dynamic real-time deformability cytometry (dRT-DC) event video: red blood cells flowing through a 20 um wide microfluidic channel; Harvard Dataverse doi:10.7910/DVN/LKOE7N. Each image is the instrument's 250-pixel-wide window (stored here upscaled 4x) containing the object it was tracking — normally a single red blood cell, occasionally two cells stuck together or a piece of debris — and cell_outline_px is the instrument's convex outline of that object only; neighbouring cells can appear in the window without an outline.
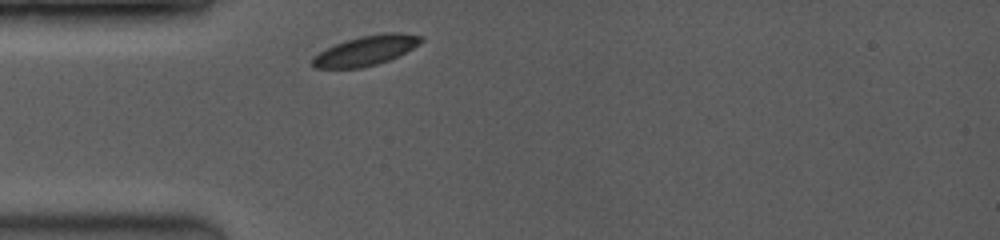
{"species": "common noctule bat (a hibernating species)", "species_latin": "Nyctalus noctula", "temperature_condition": "room temperature", "stored_images_in_passage": 16, "camera_frame_rate_fps": 3500, "um_per_image_px": 0.085, "animal": {"sex": "female", "body_mass_g": 19.0, "forearm_length_mm": 53.3}, "frame": {"image": 1, "passage_image": 1, "time_ms": 0.0, "image_size_px": [1000, 240], "cell_outline_px": [[424, 40], [420, 44], [388, 60], [376, 64], [360, 68], [316, 68], [312, 64], [312, 56], [336, 44], [360, 36], [384, 32], [404, 32], [424, 36]], "centroid_in_image_um": [31.14, 4.28], "position_along_channel_um": 53.9, "area_um2": 18.73}}
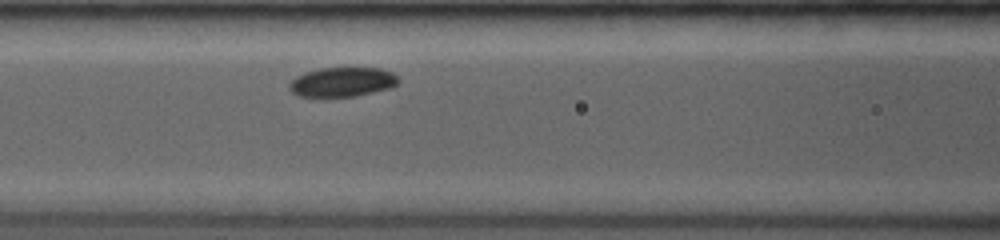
{"frame": {"image": 2, "passage_image": 7, "time_ms": 2.286, "image_size_px": [1000, 240], "cell_outline_px": [[400, 80], [392, 88], [352, 96], [300, 96], [292, 92], [288, 88], [288, 84], [296, 76], [304, 72], [320, 68], [380, 68], [392, 72]], "centroid_in_image_um": [29.09, 6.96], "position_along_channel_um": 137.5, "area_um2": 18.61}}
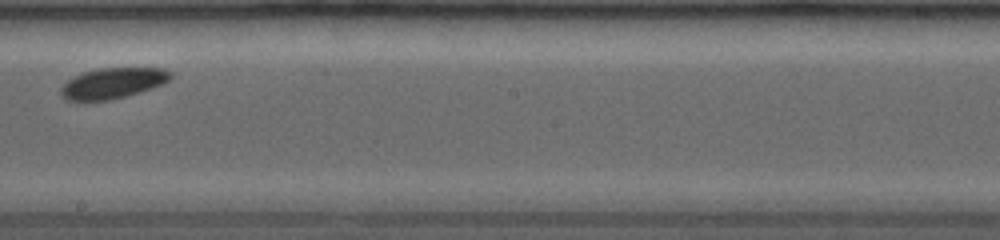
{"frame": {"image": 3, "passage_image": 14, "time_ms": 4.857, "image_size_px": [1000, 240], "cell_outline_px": [[172, 76], [164, 84], [140, 92], [112, 100], [64, 100], [60, 96], [60, 88], [68, 80], [84, 72], [100, 68], [168, 68], [172, 72]], "centroid_in_image_um": [9.61, 7.07], "position_along_channel_um": 238.6, "area_um2": 19.65}}